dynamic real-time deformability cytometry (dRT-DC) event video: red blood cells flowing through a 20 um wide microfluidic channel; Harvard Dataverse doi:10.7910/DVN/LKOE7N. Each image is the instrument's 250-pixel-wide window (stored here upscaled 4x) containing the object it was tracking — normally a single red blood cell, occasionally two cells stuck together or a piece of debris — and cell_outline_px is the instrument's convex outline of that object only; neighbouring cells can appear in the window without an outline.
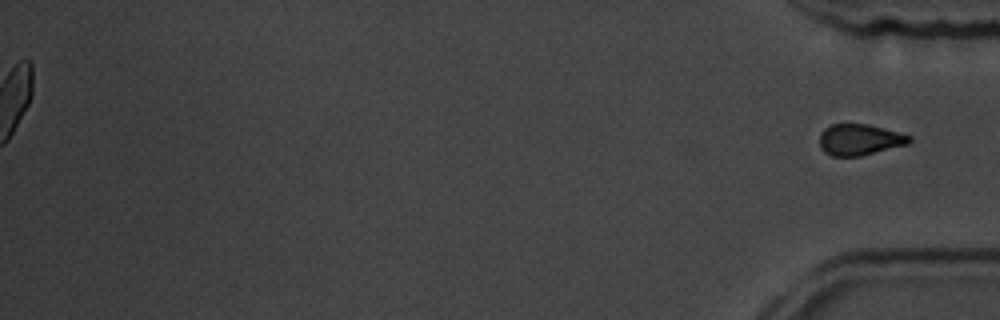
{"species": "common noctule bat (a hibernating species)", "species_latin": "Nyctalus noctula", "temperature_condition": "room temperature", "stored_images_in_passage": 41, "segment_of_instrument_passage": [2, 2], "camera_frame_rate_fps": 3000, "um_per_image_px": 0.085, "animal": {"sex": "male", "body_mass_g": 19.5, "forearm_length_mm": 54.6}, "frame": {"image": 1, "passage_image": 41, "time_ms": 13.333, "image_size_px": [1000, 320], "cell_outline_px": [[912, 140], [908, 144], [860, 156], [832, 156], [824, 152], [820, 148], [820, 132], [824, 128], [832, 124], [868, 124], [884, 128], [912, 136]], "centroid_in_image_um": [73.06, 11.87], "position_along_channel_um": 362.1, "area_um2": 16.36}}